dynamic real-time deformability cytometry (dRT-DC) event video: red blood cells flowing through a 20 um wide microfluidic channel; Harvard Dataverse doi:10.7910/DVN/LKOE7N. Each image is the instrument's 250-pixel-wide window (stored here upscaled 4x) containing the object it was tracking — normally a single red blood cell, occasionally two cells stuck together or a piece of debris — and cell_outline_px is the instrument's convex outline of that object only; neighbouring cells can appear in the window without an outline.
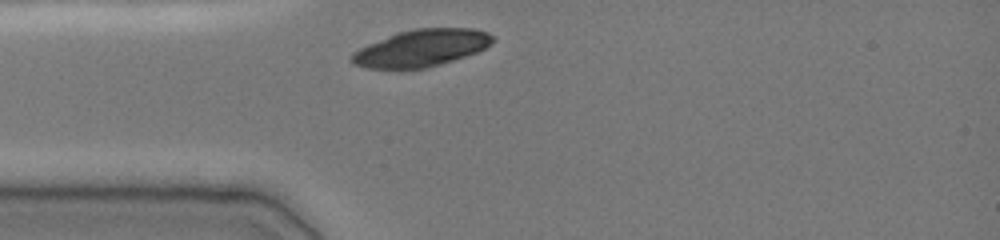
{"species": "common noctule bat (a hibernating species)", "species_latin": "Nyctalus noctula", "temperature_condition": "cold", "stored_images_in_passage": 1, "camera_frame_rate_fps": 3000, "um_per_image_px": 0.085, "animal": {"sex": "female", "body_mass_g": 19.0, "forearm_length_mm": 51.5}, "frame": {"image": 1, "passage_image": 1, "time_ms": 0.0, "image_size_px": [1000, 240], "cell_outline_px": [[496, 40], [492, 44], [476, 52], [428, 68], [396, 72], [368, 68], [352, 64], [348, 60], [352, 52], [368, 44], [396, 32], [416, 28], [472, 28], [488, 32], [496, 36]], "centroid_in_image_um": [35.76, 4.12], "position_along_channel_um": 49.2, "area_um2": 31.39}}